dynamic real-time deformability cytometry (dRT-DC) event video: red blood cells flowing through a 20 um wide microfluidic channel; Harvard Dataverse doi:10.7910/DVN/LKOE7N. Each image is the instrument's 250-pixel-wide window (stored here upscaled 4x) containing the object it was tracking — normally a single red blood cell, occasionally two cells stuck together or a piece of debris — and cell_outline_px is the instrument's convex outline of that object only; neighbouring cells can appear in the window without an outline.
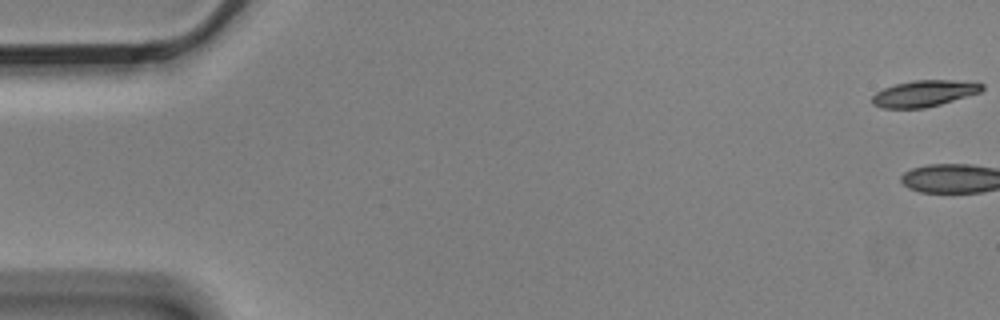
{"species": "Egyptian fruit bat (a non-hibernating species)", "species_latin": "Rousettus aegyptiacus", "temperature_condition": "cold", "stored_images_in_passage": 4, "camera_frame_rate_fps": 3000, "um_per_image_px": 0.085, "animal": {"sex": "male"}, "frame": {"image": 1, "passage_image": 1, "time_ms": 0.0, "image_size_px": [1000, 320], "cell_outline_px": [[984, 88], [980, 92], [940, 104], [924, 108], [884, 108], [872, 104], [872, 96], [876, 92], [884, 88], [896, 84], [912, 80], [952, 80], [984, 84]], "centroid_in_image_um": [78.52, 7.94], "position_along_channel_um": 6.5, "area_um2": 16.65}}